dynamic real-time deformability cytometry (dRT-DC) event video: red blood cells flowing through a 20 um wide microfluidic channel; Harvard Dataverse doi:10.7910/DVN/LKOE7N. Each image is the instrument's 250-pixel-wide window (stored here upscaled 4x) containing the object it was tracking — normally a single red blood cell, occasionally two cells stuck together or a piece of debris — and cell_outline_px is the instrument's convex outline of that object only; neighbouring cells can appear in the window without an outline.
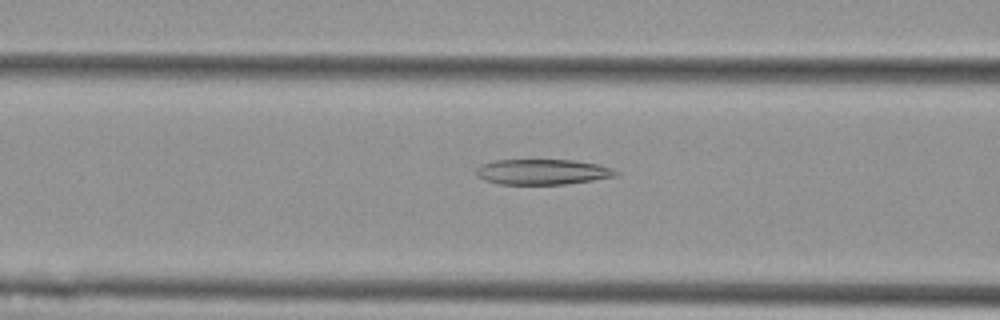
{"species": "Egyptian fruit bat (a non-hibernating species)", "species_latin": "Rousettus aegyptiacus", "temperature_condition": "cold", "stored_images_in_passage": 31, "camera_frame_rate_fps": 3000, "um_per_image_px": 0.085, "animal": {"sex": "female"}, "frame": {"image": 1, "passage_image": 9, "time_ms": 2.667, "image_size_px": [1000, 320], "cell_outline_px": [[620, 172], [616, 176], [592, 180], [564, 184], [500, 184], [484, 180], [476, 176], [476, 168], [480, 164], [496, 160], [576, 160], [600, 164], [612, 168]], "centroid_in_image_um": [46.11, 14.6], "position_along_channel_um": 120.5, "area_um2": 20.81}}
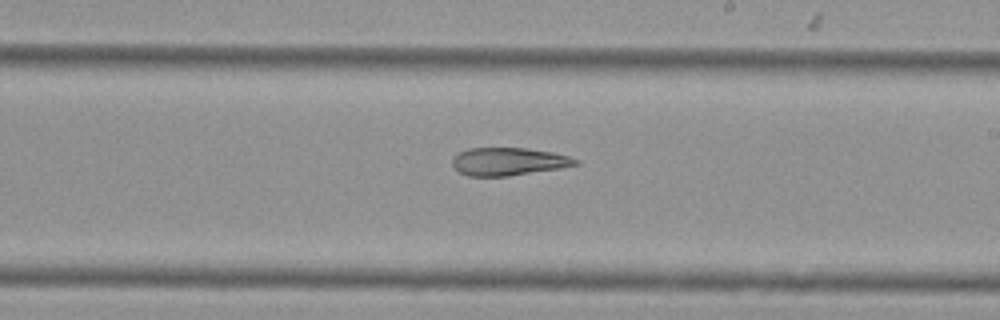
{"frame": {"image": 2, "passage_image": 19, "time_ms": 6.0, "image_size_px": [1000, 320], "cell_outline_px": [[580, 164], [560, 168], [508, 176], [468, 176], [460, 172], [452, 164], [452, 156], [468, 148], [528, 148], [552, 152], [568, 156], [580, 160]], "centroid_in_image_um": [43.23, 13.72], "position_along_channel_um": 245.8, "area_um2": 20.0}}
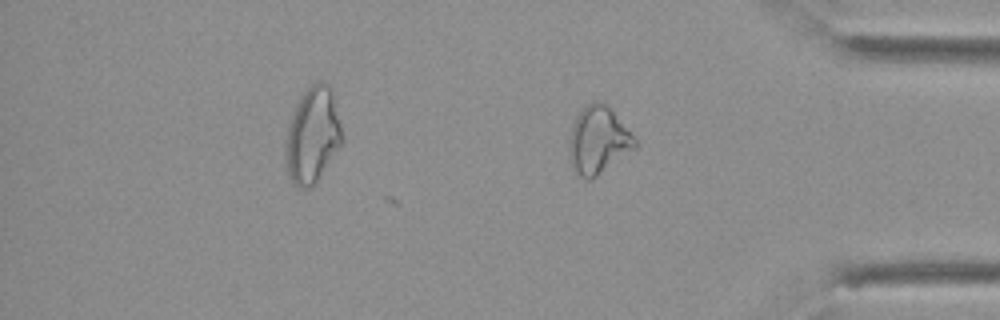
{"frame": {"image": 3, "passage_image": 31, "time_ms": 10.0, "image_size_px": [1000, 320], "cell_outline_px": [[636, 148], [596, 176], [588, 180], [580, 176], [572, 168], [572, 128], [576, 116], [592, 100], [600, 100], [612, 108], [636, 140]], "centroid_in_image_um": [50.91, 11.88], "position_along_channel_um": 384.3, "area_um2": 25.03}, "authors_computed_cell_mechanics": {"area_um2": 21.097, "velocity_mm_per_s": 3.7772, "shape_relaxation_time_tau1_ms": null, "shape_relaxation_time_tau2_ms": 6.3903, "deformation_change_tau1": null, "deformation_change_tau2": 0.1598}}